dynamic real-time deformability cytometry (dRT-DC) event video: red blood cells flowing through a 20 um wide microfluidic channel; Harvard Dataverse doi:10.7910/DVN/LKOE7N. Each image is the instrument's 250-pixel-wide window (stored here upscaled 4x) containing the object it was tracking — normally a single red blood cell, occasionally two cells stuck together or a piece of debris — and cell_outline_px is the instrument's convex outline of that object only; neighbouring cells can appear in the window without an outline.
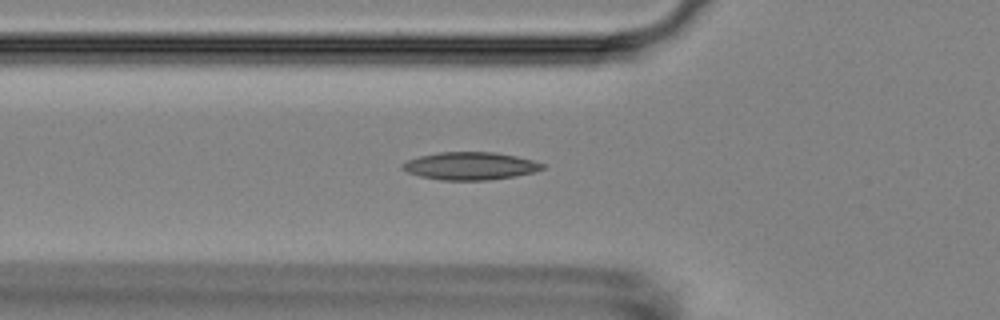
{"species": "Egyptian fruit bat (a non-hibernating species)", "species_latin": "Rousettus aegyptiacus", "temperature_condition": "room temperature", "stored_images_in_passage": 3, "camera_frame_rate_fps": 3000, "um_per_image_px": 0.085, "animal": {"sex": "female"}, "frame": {"image": 1, "passage_image": 3, "time_ms": 2.333, "image_size_px": [1000, 320], "cell_outline_px": [[544, 168], [532, 172], [516, 176], [488, 180], [440, 180], [420, 176], [408, 172], [400, 168], [400, 164], [408, 160], [420, 156], [440, 152], [496, 152], [516, 156], [532, 160], [544, 164]], "centroid_in_image_um": [39.94, 14.1], "position_along_channel_um": 85.9, "area_um2": 22.54}}